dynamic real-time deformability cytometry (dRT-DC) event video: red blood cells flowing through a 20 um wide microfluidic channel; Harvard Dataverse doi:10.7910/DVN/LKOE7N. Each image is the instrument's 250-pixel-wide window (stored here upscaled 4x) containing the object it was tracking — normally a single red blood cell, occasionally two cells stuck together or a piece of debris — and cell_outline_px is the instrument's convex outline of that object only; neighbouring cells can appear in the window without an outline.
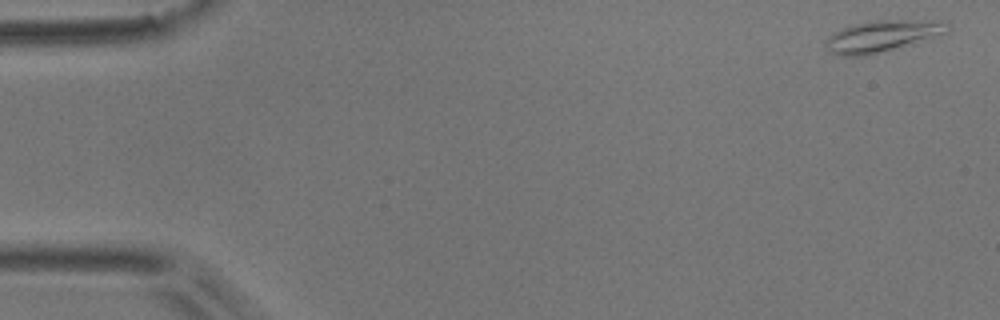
{"species": "common noctule bat (a hibernating species)", "species_latin": "Nyctalus noctula", "temperature_condition": "room temperature", "stored_images_in_passage": 5, "camera_frame_rate_fps": 3000, "um_per_image_px": 0.085, "animal": {"sex": "male", "body_mass_g": 17.9}, "frame": {"image": 1, "passage_image": 1, "time_ms": 0.0, "image_size_px": [1000, 320], "cell_outline_px": [[952, 28], [948, 32], [880, 52], [864, 56], [844, 56], [828, 52], [824, 44], [824, 40], [828, 36], [852, 24], [868, 20], [948, 20], [952, 24]], "centroid_in_image_um": [75.0, 3.04], "position_along_channel_um": 10.0, "area_um2": 22.43}}